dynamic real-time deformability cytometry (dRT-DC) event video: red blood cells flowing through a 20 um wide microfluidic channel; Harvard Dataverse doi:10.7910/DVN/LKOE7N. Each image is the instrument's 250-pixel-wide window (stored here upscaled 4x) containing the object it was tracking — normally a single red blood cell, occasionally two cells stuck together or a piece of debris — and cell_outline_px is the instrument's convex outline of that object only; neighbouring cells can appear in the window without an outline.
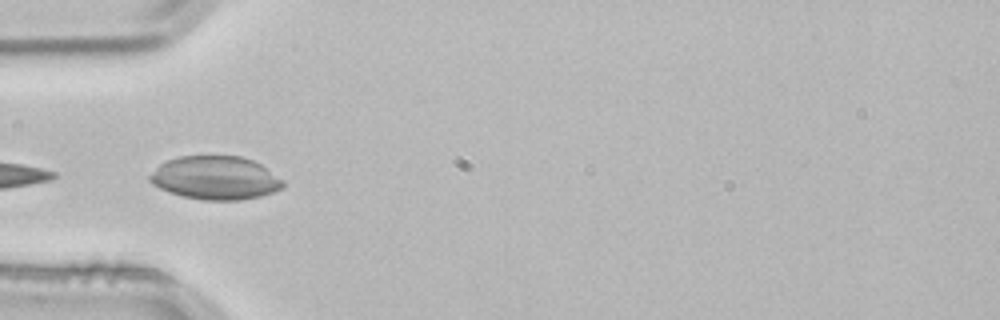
{"species": "common noctule bat (a hibernating species)", "species_latin": "Nyctalus noctula", "temperature_condition": "room temperature", "stored_images_in_passage": 3, "camera_frame_rate_fps": 3000, "um_per_image_px": 0.085, "animal": {"sex": "male", "body_mass_g": 21.5, "forearm_length_mm": 52.0}, "frame": {"image": 1, "passage_image": 3, "time_ms": 0.667, "image_size_px": [1000, 320], "cell_outline_px": [[284, 188], [260, 196], [240, 200], [204, 200], [180, 196], [168, 192], [152, 184], [148, 180], [148, 176], [164, 160], [180, 156], [240, 156], [252, 160], [260, 164], [284, 180]], "centroid_in_image_um": [18.28, 15.12], "position_along_channel_um": 66.7, "area_um2": 33.87}}